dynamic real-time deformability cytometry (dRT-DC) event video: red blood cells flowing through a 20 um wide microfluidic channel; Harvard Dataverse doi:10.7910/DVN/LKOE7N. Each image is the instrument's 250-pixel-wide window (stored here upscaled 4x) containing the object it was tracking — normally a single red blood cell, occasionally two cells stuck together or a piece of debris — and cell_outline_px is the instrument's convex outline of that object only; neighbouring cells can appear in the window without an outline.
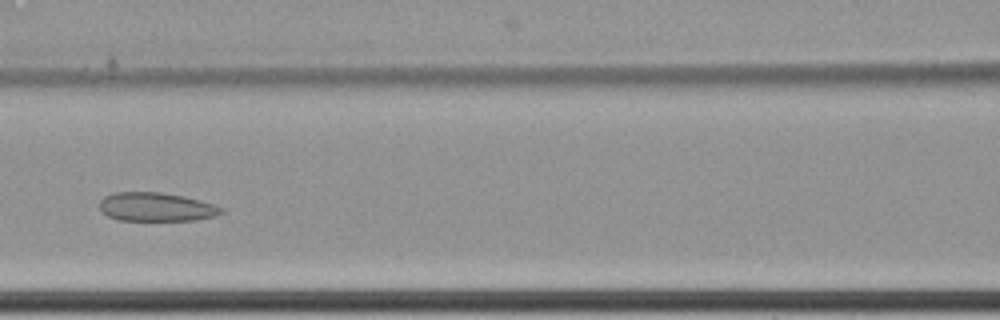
{"species": "common noctule bat (a hibernating species)", "species_latin": "Nyctalus noctula", "temperature_condition": "cold", "stored_images_in_passage": 7, "camera_frame_rate_fps": 3000, "um_per_image_px": 0.085, "animal": {"sex": "female", "body_mass_g": 22.7, "forearm_length_mm": 54.2}, "frame": {"image": 1, "passage_image": 7, "time_ms": 2.0, "image_size_px": [1000, 320], "cell_outline_px": [[224, 212], [216, 216], [196, 220], [120, 220], [108, 216], [100, 212], [100, 200], [104, 196], [112, 192], [160, 192], [184, 196], [216, 204], [224, 208]], "centroid_in_image_um": [13.29, 17.58], "position_along_channel_um": 153.3, "area_um2": 20.63}}